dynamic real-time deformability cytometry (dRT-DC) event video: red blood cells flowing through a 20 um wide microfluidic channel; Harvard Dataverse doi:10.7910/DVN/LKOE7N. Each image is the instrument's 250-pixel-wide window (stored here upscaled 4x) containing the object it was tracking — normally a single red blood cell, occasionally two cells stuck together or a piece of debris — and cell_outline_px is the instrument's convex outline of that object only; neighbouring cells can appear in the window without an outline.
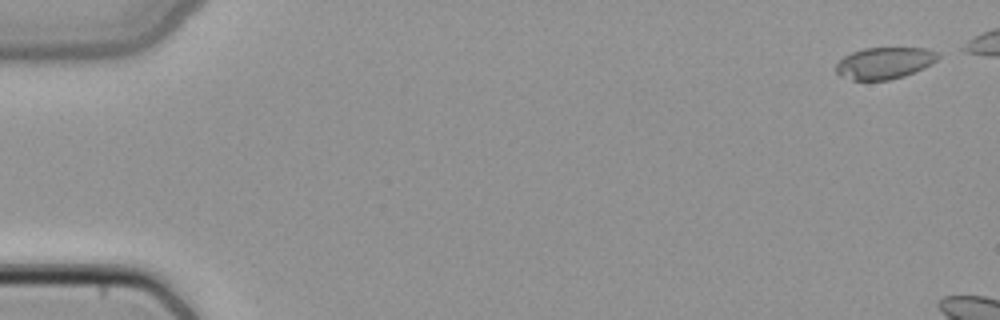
{"species": "common noctule bat (a hibernating species)", "species_latin": "Nyctalus noctula", "temperature_condition": "cold", "stored_images_in_passage": 3, "camera_frame_rate_fps": 3000, "um_per_image_px": 0.085, "animal": {"sex": "female", "body_mass_g": 22.7, "forearm_length_mm": 54.2}, "frame": {"image": 1, "passage_image": 1, "time_ms": 0.0, "image_size_px": [1000, 320], "cell_outline_px": [[940, 56], [936, 60], [924, 68], [904, 76], [888, 80], [852, 80], [840, 76], [836, 72], [836, 64], [844, 56], [852, 52], [864, 48], [924, 48], [940, 52]], "centroid_in_image_um": [75.18, 5.36], "position_along_channel_um": 9.8, "area_um2": 18.84}}